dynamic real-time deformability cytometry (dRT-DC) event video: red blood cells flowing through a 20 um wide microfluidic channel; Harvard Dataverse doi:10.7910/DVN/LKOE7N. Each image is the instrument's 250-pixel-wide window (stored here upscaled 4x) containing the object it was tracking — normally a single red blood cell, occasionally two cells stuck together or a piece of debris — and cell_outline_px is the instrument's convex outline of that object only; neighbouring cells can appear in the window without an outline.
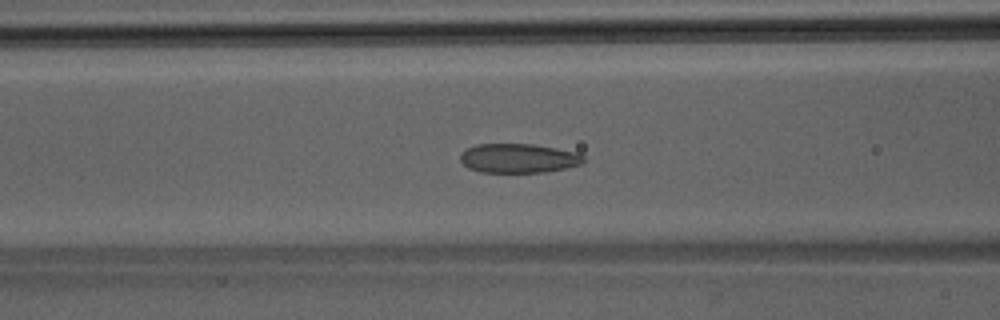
{"species": "Egyptian fruit bat (a non-hibernating species)", "species_latin": "Rousettus aegyptiacus", "temperature_condition": "room temperature", "stored_images_in_passage": 45, "camera_frame_rate_fps": 3000, "um_per_image_px": 0.085, "animal": {"sex": "male"}, "frame": {"image": 1, "passage_image": 19, "time_ms": 6.0, "image_size_px": [1000, 320], "cell_outline_px": [[588, 160], [580, 164], [548, 172], [480, 172], [468, 168], [460, 160], [460, 152], [476, 144], [532, 144], [556, 148], [576, 152], [584, 156]], "centroid_in_image_um": [44.07, 13.45], "position_along_channel_um": 122.5, "area_um2": 21.1}}
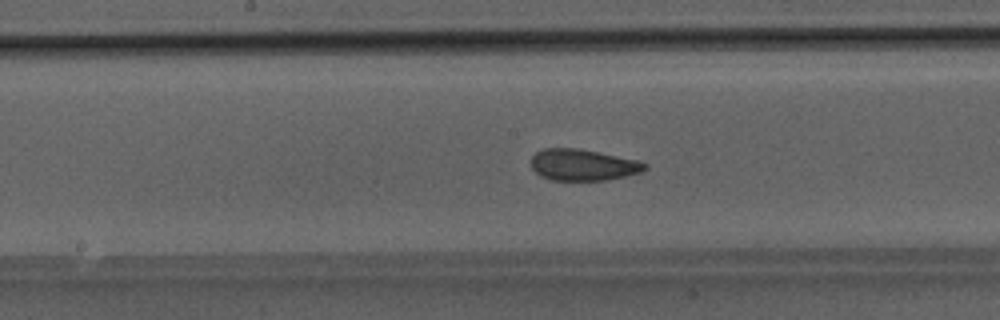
{"frame": {"image": 2, "passage_image": 24, "time_ms": 7.667, "image_size_px": [1000, 320], "cell_outline_px": [[648, 168], [640, 172], [608, 180], [548, 180], [540, 176], [532, 168], [532, 156], [536, 152], [544, 148], [576, 148], [636, 160], [648, 164]], "centroid_in_image_um": [49.52, 14.02], "position_along_channel_um": 198.7, "area_um2": 20.63}}
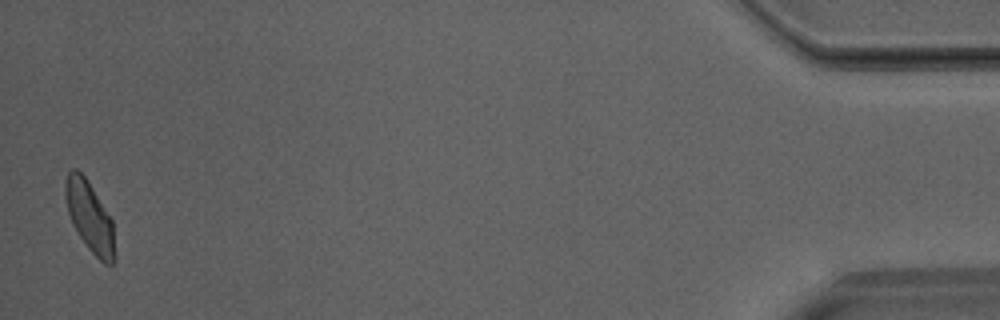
{"frame": {"image": 3, "passage_image": 45, "time_ms": 14.667, "image_size_px": [1000, 320], "cell_outline_px": [[116, 256], [112, 264], [104, 264], [88, 248], [72, 224], [68, 212], [64, 196], [64, 180], [68, 172], [72, 168], [76, 168], [84, 176], [92, 188], [112, 220]], "centroid_in_image_um": [7.61, 18.42], "position_along_channel_um": 427.6, "area_um2": 20.17}}